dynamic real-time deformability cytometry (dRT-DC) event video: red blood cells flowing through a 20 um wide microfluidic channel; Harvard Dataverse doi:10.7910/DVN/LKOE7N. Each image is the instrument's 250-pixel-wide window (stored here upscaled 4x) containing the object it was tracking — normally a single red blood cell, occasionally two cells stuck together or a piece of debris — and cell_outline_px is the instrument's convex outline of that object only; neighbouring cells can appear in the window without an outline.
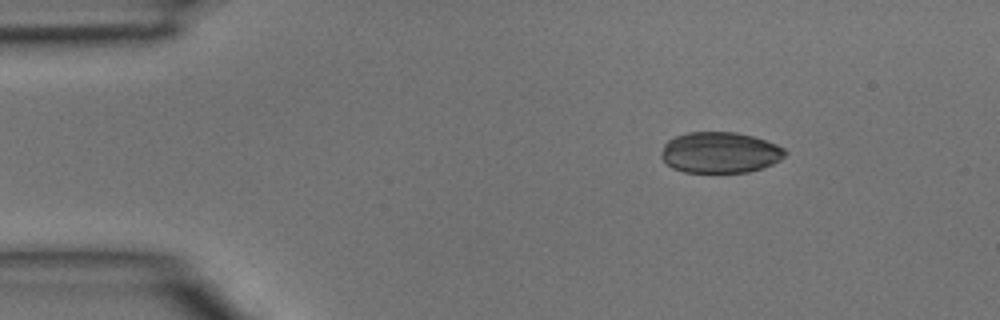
{"species": "common noctule bat (a hibernating species)", "species_latin": "Nyctalus noctula", "temperature_condition": "room temperature", "stored_images_in_passage": 3, "camera_frame_rate_fps": 3000, "um_per_image_px": 0.085, "animal": {"sex": "male", "body_mass_g": 15.6}, "frame": {"image": 1, "passage_image": 1, "time_ms": 0.0, "image_size_px": [1000, 320], "cell_outline_px": [[788, 152], [780, 160], [764, 168], [748, 172], [684, 172], [672, 168], [660, 156], [664, 144], [668, 140], [676, 136], [688, 132], [736, 132], [752, 136], [776, 144], [784, 148]], "centroid_in_image_um": [61.21, 12.97], "position_along_channel_um": 23.8, "area_um2": 29.59}}